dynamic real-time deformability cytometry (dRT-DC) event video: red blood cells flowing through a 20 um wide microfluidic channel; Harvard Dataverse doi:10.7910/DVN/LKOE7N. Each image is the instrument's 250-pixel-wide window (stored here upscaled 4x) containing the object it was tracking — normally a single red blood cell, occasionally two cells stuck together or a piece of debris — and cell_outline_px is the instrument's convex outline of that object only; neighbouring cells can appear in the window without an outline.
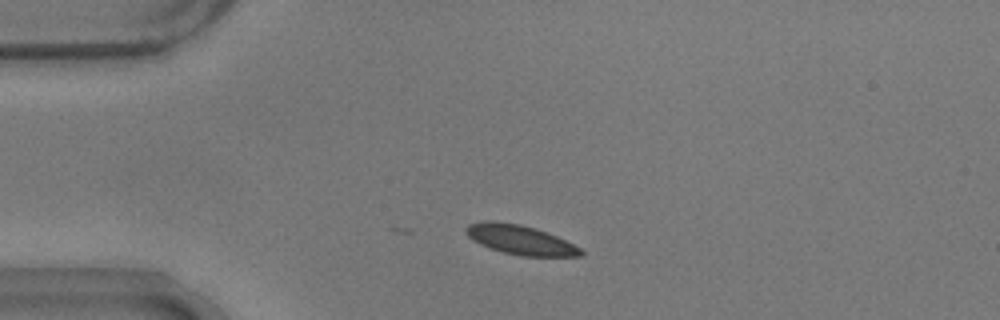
{"species": "common noctule bat (a hibernating species)", "species_latin": "Nyctalus noctula", "temperature_condition": "warm", "stored_images_in_passage": 6, "camera_frame_rate_fps": 3000, "um_per_image_px": 0.085, "animal": {"sex": "male", "body_mass_g": 17.9}, "frame": {"image": 1, "passage_image": 6, "time_ms": 1.667, "image_size_px": [1000, 320], "cell_outline_px": [[584, 252], [580, 256], [520, 256], [504, 252], [480, 244], [472, 240], [464, 232], [464, 228], [468, 224], [488, 220], [492, 220], [520, 224], [536, 228], [548, 232], [580, 248]], "centroid_in_image_um": [44.18, 20.36], "position_along_channel_um": 40.8, "area_um2": 19.65}}